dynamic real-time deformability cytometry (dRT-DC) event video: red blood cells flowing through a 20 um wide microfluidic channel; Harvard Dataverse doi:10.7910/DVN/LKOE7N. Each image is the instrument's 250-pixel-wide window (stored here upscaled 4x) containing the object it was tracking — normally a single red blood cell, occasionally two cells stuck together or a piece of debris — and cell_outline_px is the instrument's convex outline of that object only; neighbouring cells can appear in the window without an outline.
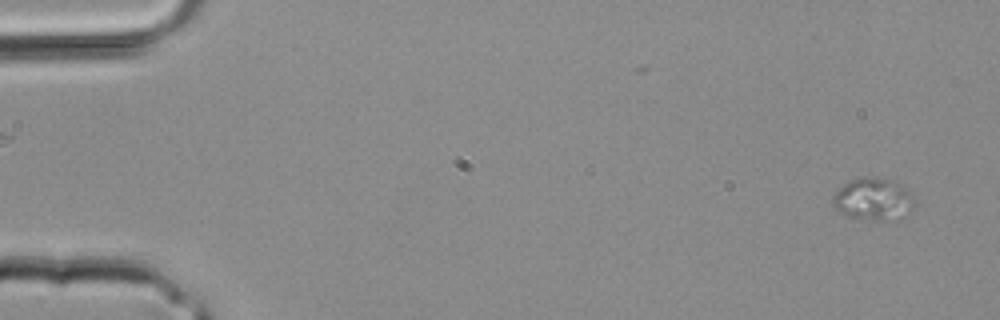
{"species": "common noctule bat (a hibernating species)", "species_latin": "Nyctalus noctula", "temperature_condition": "room temperature", "stored_images_in_passage": 3, "camera_frame_rate_fps": 3000, "um_per_image_px": 0.085, "animal": {"sex": "male", "body_mass_g": 20.4}, "frame": {"image": 1, "passage_image": 3, "time_ms": 0.667, "image_size_px": [1000, 320], "cell_outline_px": [[912, 200], [908, 216], [900, 220], [876, 220], [848, 216], [840, 212], [832, 204], [832, 196], [844, 184], [852, 180], [864, 176], [876, 176], [892, 180], [904, 184], [912, 196]], "centroid_in_image_um": [74.25, 16.92], "position_along_channel_um": 10.8, "area_um2": 20.23}}